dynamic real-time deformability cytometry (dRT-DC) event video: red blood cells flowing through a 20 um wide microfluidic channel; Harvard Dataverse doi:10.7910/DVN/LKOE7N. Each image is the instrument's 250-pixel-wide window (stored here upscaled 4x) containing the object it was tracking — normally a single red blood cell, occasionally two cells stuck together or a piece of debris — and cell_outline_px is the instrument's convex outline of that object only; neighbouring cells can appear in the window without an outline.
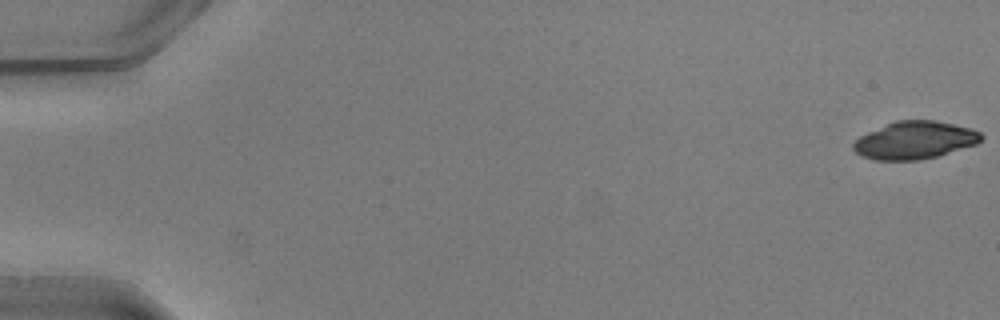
{"species": "common noctule bat (a hibernating species)", "species_latin": "Nyctalus noctula", "temperature_condition": "warm", "stored_images_in_passage": 41, "camera_frame_rate_fps": 3000, "um_per_image_px": 0.085, "animal": {"sex": "male", "body_mass_g": 20.5, "forearm_length_mm": 52.5}, "frame": {"image": 1, "passage_image": 1, "time_ms": 0.0, "image_size_px": [1000, 320], "cell_outline_px": [[984, 136], [976, 144], [936, 156], [920, 160], [872, 160], [860, 156], [852, 148], [852, 144], [860, 136], [868, 132], [896, 120], [936, 120], [972, 128], [980, 132]], "centroid_in_image_um": [77.74, 11.92], "position_along_channel_um": 7.3, "area_um2": 28.03}}